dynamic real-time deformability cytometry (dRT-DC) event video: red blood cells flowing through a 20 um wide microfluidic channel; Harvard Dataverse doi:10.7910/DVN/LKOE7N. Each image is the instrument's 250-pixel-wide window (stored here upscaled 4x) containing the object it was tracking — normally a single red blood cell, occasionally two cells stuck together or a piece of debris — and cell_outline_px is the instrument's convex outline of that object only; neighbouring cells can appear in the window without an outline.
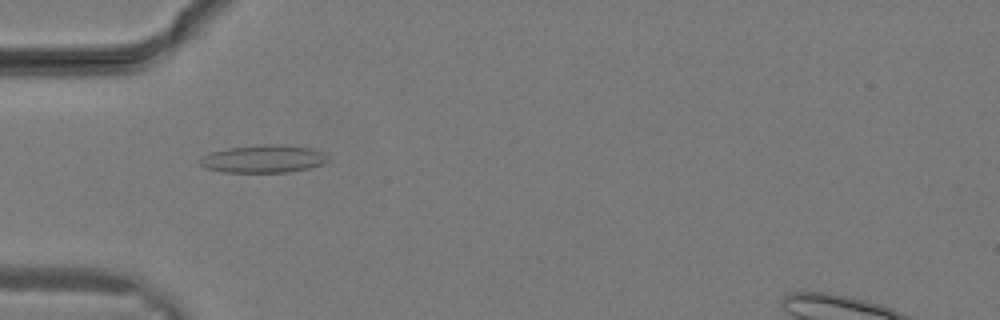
{"species": "common noctule bat (a hibernating species)", "species_latin": "Nyctalus noctula", "temperature_condition": "warm", "stored_images_in_passage": 15, "camera_frame_rate_fps": 3000, "um_per_image_px": 0.085, "animal": {"sex": "male", "body_mass_g": 19.2, "forearm_length_mm": 51.8}, "frame": {"image": 1, "passage_image": 6, "time_ms": 1.667, "image_size_px": [1000, 320], "cell_outline_px": [[328, 160], [320, 164], [308, 168], [288, 172], [224, 172], [204, 168], [196, 160], [200, 156], [208, 152], [228, 148], [264, 144], [276, 144], [312, 148], [320, 152]], "centroid_in_image_um": [22.26, 13.5], "position_along_channel_um": 62.7, "area_um2": 20.63}}
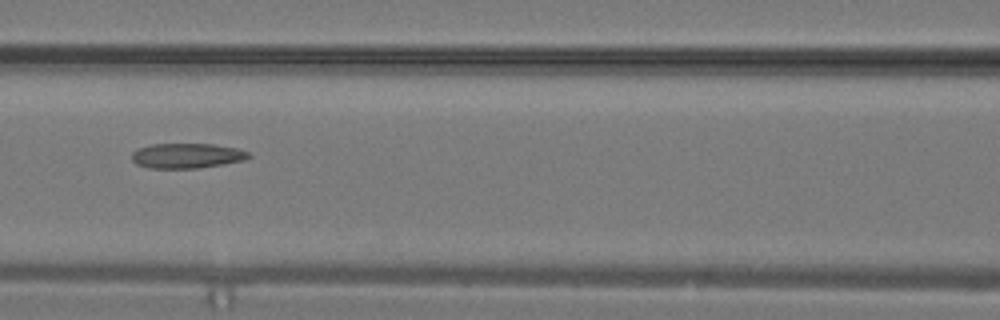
{"frame": {"image": 2, "passage_image": 10, "time_ms": 3.0, "image_size_px": [1000, 320], "cell_outline_px": [[252, 156], [244, 160], [224, 164], [200, 168], [148, 168], [136, 164], [132, 160], [132, 152], [136, 148], [152, 144], [212, 144], [240, 148], [248, 152]], "centroid_in_image_um": [15.89, 13.23], "position_along_channel_um": 150.7, "area_um2": 17.22}}
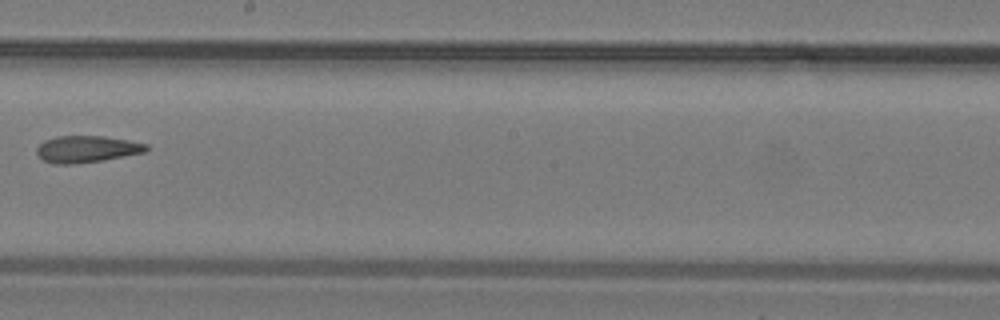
{"frame": {"image": 3, "passage_image": 14, "time_ms": 4.333, "image_size_px": [1000, 320], "cell_outline_px": [[148, 152], [104, 160], [72, 164], [52, 164], [44, 160], [36, 152], [36, 148], [44, 140], [56, 136], [104, 136], [128, 140], [148, 144]], "centroid_in_image_um": [7.4, 12.67], "position_along_channel_um": 240.8, "area_um2": 17.22}}